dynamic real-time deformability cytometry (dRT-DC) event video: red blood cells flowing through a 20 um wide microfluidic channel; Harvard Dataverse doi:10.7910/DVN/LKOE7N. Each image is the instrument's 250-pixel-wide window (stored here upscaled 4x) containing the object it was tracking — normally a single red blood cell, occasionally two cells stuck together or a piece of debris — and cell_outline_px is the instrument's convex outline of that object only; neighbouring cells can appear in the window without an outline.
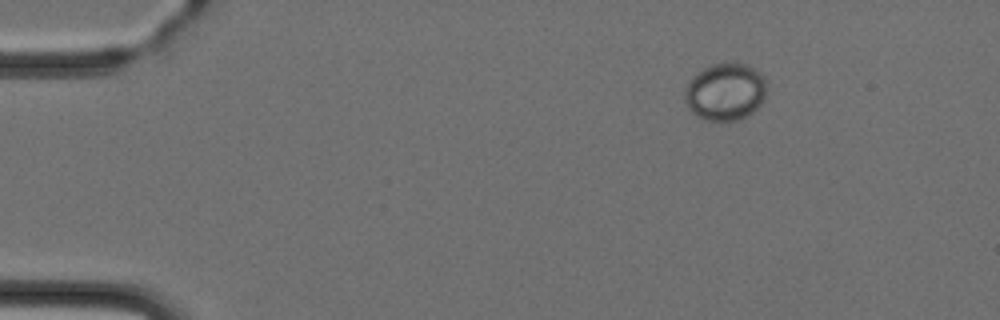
{"species": "Egyptian fruit bat (a non-hibernating species)", "species_latin": "Rousettus aegyptiacus", "temperature_condition": "cold", "stored_images_in_passage": 4, "camera_frame_rate_fps": 3000, "um_per_image_px": 0.085, "animal": {"sex": "female"}, "frame": {"image": 1, "passage_image": 1, "time_ms": 0.0, "image_size_px": [1000, 320], "cell_outline_px": [[768, 80], [764, 100], [752, 112], [736, 120], [704, 120], [696, 116], [688, 108], [684, 100], [684, 88], [696, 72], [712, 64], [744, 64], [760, 72]], "centroid_in_image_um": [61.64, 7.8], "position_along_channel_um": 23.4, "area_um2": 27.4}}
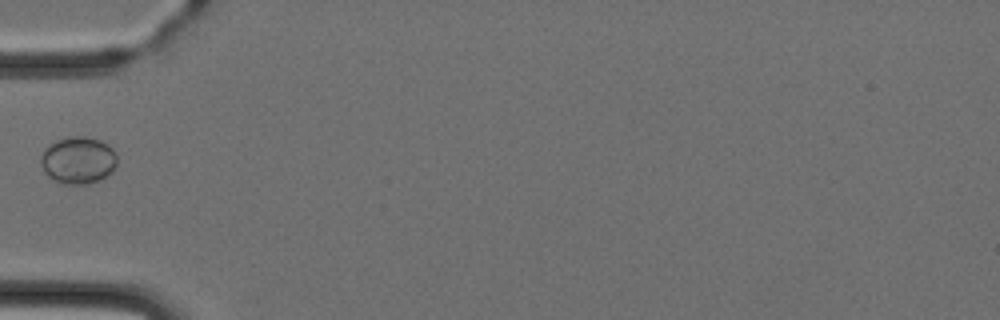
{"frame": {"image": 2, "passage_image": 4, "time_ms": 3.333, "image_size_px": [1000, 320], "cell_outline_px": [[116, 164], [112, 172], [108, 176], [100, 180], [88, 184], [64, 184], [52, 180], [44, 172], [40, 164], [40, 156], [44, 148], [56, 140], [68, 136], [84, 136], [100, 140], [108, 144], [116, 152]], "centroid_in_image_um": [6.63, 13.62], "position_along_channel_um": 78.4, "area_um2": 21.39}}